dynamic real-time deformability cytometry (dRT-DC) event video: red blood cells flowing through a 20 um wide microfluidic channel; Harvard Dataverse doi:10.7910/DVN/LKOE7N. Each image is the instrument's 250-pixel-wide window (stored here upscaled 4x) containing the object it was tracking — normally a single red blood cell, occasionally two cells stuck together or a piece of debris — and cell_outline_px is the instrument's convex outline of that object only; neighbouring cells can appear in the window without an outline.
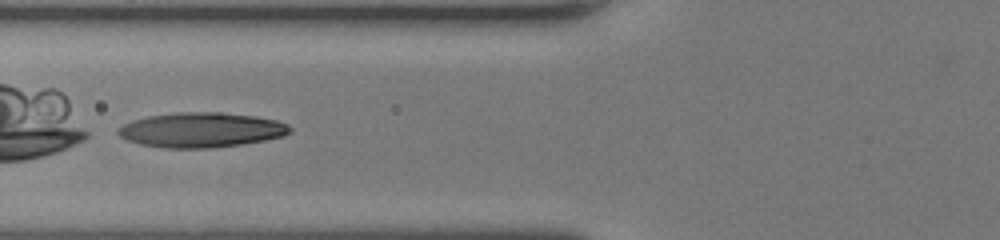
{"species": "human", "species_latin": "Homo sapiens", "temperature_condition": "room temperature", "stored_images_in_passage": 48, "camera_frame_rate_fps": 3000, "um_per_image_px": 0.085, "donor": {"sex": "female"}, "frame": {"image": 1, "passage_image": 21, "time_ms": 6.667, "image_size_px": [1000, 240], "cell_outline_px": [[292, 132], [284, 136], [244, 144], [216, 148], [164, 148], [140, 144], [128, 140], [120, 136], [116, 132], [124, 124], [132, 120], [148, 116], [176, 112], [220, 112], [256, 116], [276, 120], [288, 124], [292, 128]], "centroid_in_image_um": [17.14, 11.05], "position_along_channel_um": 108.7, "area_um2": 35.14}}